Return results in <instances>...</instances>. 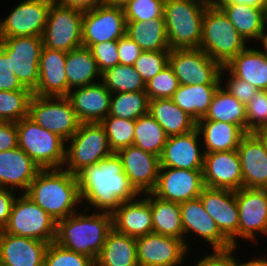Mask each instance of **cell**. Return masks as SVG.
I'll list each match as a JSON object with an SVG mask.
<instances>
[{
  "label": "cell",
  "instance_id": "cell-1",
  "mask_svg": "<svg viewBox=\"0 0 267 266\" xmlns=\"http://www.w3.org/2000/svg\"><path fill=\"white\" fill-rule=\"evenodd\" d=\"M77 176L82 205L87 204L85 208L90 207V210L112 213L121 202L131 201L139 195L130 185L115 152L97 164L87 166Z\"/></svg>",
  "mask_w": 267,
  "mask_h": 266
},
{
  "label": "cell",
  "instance_id": "cell-2",
  "mask_svg": "<svg viewBox=\"0 0 267 266\" xmlns=\"http://www.w3.org/2000/svg\"><path fill=\"white\" fill-rule=\"evenodd\" d=\"M24 194L56 222L74 214L83 206L78 176L63 168L41 169Z\"/></svg>",
  "mask_w": 267,
  "mask_h": 266
},
{
  "label": "cell",
  "instance_id": "cell-3",
  "mask_svg": "<svg viewBox=\"0 0 267 266\" xmlns=\"http://www.w3.org/2000/svg\"><path fill=\"white\" fill-rule=\"evenodd\" d=\"M82 207L83 212L79 209L57 222L55 242L95 261L108 232L113 228L112 213L94 210L90 212Z\"/></svg>",
  "mask_w": 267,
  "mask_h": 266
},
{
  "label": "cell",
  "instance_id": "cell-4",
  "mask_svg": "<svg viewBox=\"0 0 267 266\" xmlns=\"http://www.w3.org/2000/svg\"><path fill=\"white\" fill-rule=\"evenodd\" d=\"M207 7L198 0H165L163 16L170 49L199 48Z\"/></svg>",
  "mask_w": 267,
  "mask_h": 266
},
{
  "label": "cell",
  "instance_id": "cell-5",
  "mask_svg": "<svg viewBox=\"0 0 267 266\" xmlns=\"http://www.w3.org/2000/svg\"><path fill=\"white\" fill-rule=\"evenodd\" d=\"M248 45L218 6L206 8L199 48L211 59L225 66Z\"/></svg>",
  "mask_w": 267,
  "mask_h": 266
},
{
  "label": "cell",
  "instance_id": "cell-6",
  "mask_svg": "<svg viewBox=\"0 0 267 266\" xmlns=\"http://www.w3.org/2000/svg\"><path fill=\"white\" fill-rule=\"evenodd\" d=\"M18 147L40 169H60L65 162L66 141L35 123L29 116L16 122Z\"/></svg>",
  "mask_w": 267,
  "mask_h": 266
},
{
  "label": "cell",
  "instance_id": "cell-7",
  "mask_svg": "<svg viewBox=\"0 0 267 266\" xmlns=\"http://www.w3.org/2000/svg\"><path fill=\"white\" fill-rule=\"evenodd\" d=\"M66 144L63 169L74 175L113 153L100 123H80L78 131Z\"/></svg>",
  "mask_w": 267,
  "mask_h": 266
},
{
  "label": "cell",
  "instance_id": "cell-8",
  "mask_svg": "<svg viewBox=\"0 0 267 266\" xmlns=\"http://www.w3.org/2000/svg\"><path fill=\"white\" fill-rule=\"evenodd\" d=\"M18 195L2 231L48 243L55 241L57 222L24 193Z\"/></svg>",
  "mask_w": 267,
  "mask_h": 266
},
{
  "label": "cell",
  "instance_id": "cell-9",
  "mask_svg": "<svg viewBox=\"0 0 267 266\" xmlns=\"http://www.w3.org/2000/svg\"><path fill=\"white\" fill-rule=\"evenodd\" d=\"M28 116L42 128L69 140L80 126L72 104L67 97L32 95Z\"/></svg>",
  "mask_w": 267,
  "mask_h": 266
},
{
  "label": "cell",
  "instance_id": "cell-10",
  "mask_svg": "<svg viewBox=\"0 0 267 266\" xmlns=\"http://www.w3.org/2000/svg\"><path fill=\"white\" fill-rule=\"evenodd\" d=\"M169 66L179 85H221L223 66L200 48L171 49Z\"/></svg>",
  "mask_w": 267,
  "mask_h": 266
},
{
  "label": "cell",
  "instance_id": "cell-11",
  "mask_svg": "<svg viewBox=\"0 0 267 266\" xmlns=\"http://www.w3.org/2000/svg\"><path fill=\"white\" fill-rule=\"evenodd\" d=\"M84 11L51 3L42 35L43 46L69 52L82 47V19Z\"/></svg>",
  "mask_w": 267,
  "mask_h": 266
},
{
  "label": "cell",
  "instance_id": "cell-12",
  "mask_svg": "<svg viewBox=\"0 0 267 266\" xmlns=\"http://www.w3.org/2000/svg\"><path fill=\"white\" fill-rule=\"evenodd\" d=\"M0 48L8 55L11 70L21 84L33 92L39 82V59L43 49L42 37H6L0 39Z\"/></svg>",
  "mask_w": 267,
  "mask_h": 266
},
{
  "label": "cell",
  "instance_id": "cell-13",
  "mask_svg": "<svg viewBox=\"0 0 267 266\" xmlns=\"http://www.w3.org/2000/svg\"><path fill=\"white\" fill-rule=\"evenodd\" d=\"M179 207L184 243L189 251L192 250L190 244L193 242L190 239L188 241L185 235L191 234H193L192 238L197 235L196 238L200 237L202 242H207L212 252H227L233 248L231 242L220 232L215 221L203 207L200 197L180 203Z\"/></svg>",
  "mask_w": 267,
  "mask_h": 266
},
{
  "label": "cell",
  "instance_id": "cell-14",
  "mask_svg": "<svg viewBox=\"0 0 267 266\" xmlns=\"http://www.w3.org/2000/svg\"><path fill=\"white\" fill-rule=\"evenodd\" d=\"M126 34L123 6L101 4L84 11L82 19V46L119 40Z\"/></svg>",
  "mask_w": 267,
  "mask_h": 266
},
{
  "label": "cell",
  "instance_id": "cell-15",
  "mask_svg": "<svg viewBox=\"0 0 267 266\" xmlns=\"http://www.w3.org/2000/svg\"><path fill=\"white\" fill-rule=\"evenodd\" d=\"M54 0H20L7 15L0 18V39L6 37H42L51 3Z\"/></svg>",
  "mask_w": 267,
  "mask_h": 266
},
{
  "label": "cell",
  "instance_id": "cell-16",
  "mask_svg": "<svg viewBox=\"0 0 267 266\" xmlns=\"http://www.w3.org/2000/svg\"><path fill=\"white\" fill-rule=\"evenodd\" d=\"M238 205V239L256 242L259 234L267 237V189L236 190Z\"/></svg>",
  "mask_w": 267,
  "mask_h": 266
},
{
  "label": "cell",
  "instance_id": "cell-17",
  "mask_svg": "<svg viewBox=\"0 0 267 266\" xmlns=\"http://www.w3.org/2000/svg\"><path fill=\"white\" fill-rule=\"evenodd\" d=\"M204 187L202 170L160 167L151 193L160 199L180 204L199 197Z\"/></svg>",
  "mask_w": 267,
  "mask_h": 266
},
{
  "label": "cell",
  "instance_id": "cell-18",
  "mask_svg": "<svg viewBox=\"0 0 267 266\" xmlns=\"http://www.w3.org/2000/svg\"><path fill=\"white\" fill-rule=\"evenodd\" d=\"M139 266H182L190 252L182 239L149 233L136 238Z\"/></svg>",
  "mask_w": 267,
  "mask_h": 266
},
{
  "label": "cell",
  "instance_id": "cell-19",
  "mask_svg": "<svg viewBox=\"0 0 267 266\" xmlns=\"http://www.w3.org/2000/svg\"><path fill=\"white\" fill-rule=\"evenodd\" d=\"M199 197L220 232L231 242L233 247L240 246L237 240L239 218L236 191L204 187Z\"/></svg>",
  "mask_w": 267,
  "mask_h": 266
},
{
  "label": "cell",
  "instance_id": "cell-20",
  "mask_svg": "<svg viewBox=\"0 0 267 266\" xmlns=\"http://www.w3.org/2000/svg\"><path fill=\"white\" fill-rule=\"evenodd\" d=\"M130 185L139 194L151 192L159 175V157L131 145L116 152Z\"/></svg>",
  "mask_w": 267,
  "mask_h": 266
},
{
  "label": "cell",
  "instance_id": "cell-21",
  "mask_svg": "<svg viewBox=\"0 0 267 266\" xmlns=\"http://www.w3.org/2000/svg\"><path fill=\"white\" fill-rule=\"evenodd\" d=\"M203 182L205 187L239 190L243 174L237 150L204 153Z\"/></svg>",
  "mask_w": 267,
  "mask_h": 266
},
{
  "label": "cell",
  "instance_id": "cell-22",
  "mask_svg": "<svg viewBox=\"0 0 267 266\" xmlns=\"http://www.w3.org/2000/svg\"><path fill=\"white\" fill-rule=\"evenodd\" d=\"M201 141L197 128L183 135L168 137L159 157L160 167L202 170L204 150Z\"/></svg>",
  "mask_w": 267,
  "mask_h": 266
},
{
  "label": "cell",
  "instance_id": "cell-23",
  "mask_svg": "<svg viewBox=\"0 0 267 266\" xmlns=\"http://www.w3.org/2000/svg\"><path fill=\"white\" fill-rule=\"evenodd\" d=\"M243 174V187L267 189V153L262 139L246 133L237 148Z\"/></svg>",
  "mask_w": 267,
  "mask_h": 266
},
{
  "label": "cell",
  "instance_id": "cell-24",
  "mask_svg": "<svg viewBox=\"0 0 267 266\" xmlns=\"http://www.w3.org/2000/svg\"><path fill=\"white\" fill-rule=\"evenodd\" d=\"M111 96L99 81L72 89L67 98L81 123H100L109 114Z\"/></svg>",
  "mask_w": 267,
  "mask_h": 266
},
{
  "label": "cell",
  "instance_id": "cell-25",
  "mask_svg": "<svg viewBox=\"0 0 267 266\" xmlns=\"http://www.w3.org/2000/svg\"><path fill=\"white\" fill-rule=\"evenodd\" d=\"M49 243L0 230V266H44Z\"/></svg>",
  "mask_w": 267,
  "mask_h": 266
},
{
  "label": "cell",
  "instance_id": "cell-26",
  "mask_svg": "<svg viewBox=\"0 0 267 266\" xmlns=\"http://www.w3.org/2000/svg\"><path fill=\"white\" fill-rule=\"evenodd\" d=\"M67 53L43 46L39 59V82L33 95L43 97H67L65 63Z\"/></svg>",
  "mask_w": 267,
  "mask_h": 266
},
{
  "label": "cell",
  "instance_id": "cell-27",
  "mask_svg": "<svg viewBox=\"0 0 267 266\" xmlns=\"http://www.w3.org/2000/svg\"><path fill=\"white\" fill-rule=\"evenodd\" d=\"M112 226L117 232L133 238L153 233L150 203L142 195L121 202L112 212Z\"/></svg>",
  "mask_w": 267,
  "mask_h": 266
},
{
  "label": "cell",
  "instance_id": "cell-28",
  "mask_svg": "<svg viewBox=\"0 0 267 266\" xmlns=\"http://www.w3.org/2000/svg\"><path fill=\"white\" fill-rule=\"evenodd\" d=\"M41 169L19 147L0 152V187L24 193Z\"/></svg>",
  "mask_w": 267,
  "mask_h": 266
},
{
  "label": "cell",
  "instance_id": "cell-29",
  "mask_svg": "<svg viewBox=\"0 0 267 266\" xmlns=\"http://www.w3.org/2000/svg\"><path fill=\"white\" fill-rule=\"evenodd\" d=\"M248 45L224 67L235 77L258 90L267 91V53L263 48Z\"/></svg>",
  "mask_w": 267,
  "mask_h": 266
},
{
  "label": "cell",
  "instance_id": "cell-30",
  "mask_svg": "<svg viewBox=\"0 0 267 266\" xmlns=\"http://www.w3.org/2000/svg\"><path fill=\"white\" fill-rule=\"evenodd\" d=\"M218 7L248 44L250 40V44L253 41L260 44L266 31L261 7L230 2H221Z\"/></svg>",
  "mask_w": 267,
  "mask_h": 266
},
{
  "label": "cell",
  "instance_id": "cell-31",
  "mask_svg": "<svg viewBox=\"0 0 267 266\" xmlns=\"http://www.w3.org/2000/svg\"><path fill=\"white\" fill-rule=\"evenodd\" d=\"M204 153L237 150L246 134L238 125L221 121H198Z\"/></svg>",
  "mask_w": 267,
  "mask_h": 266
},
{
  "label": "cell",
  "instance_id": "cell-32",
  "mask_svg": "<svg viewBox=\"0 0 267 266\" xmlns=\"http://www.w3.org/2000/svg\"><path fill=\"white\" fill-rule=\"evenodd\" d=\"M149 114L164 129L167 137L189 133L197 126L191 116L168 98L149 100Z\"/></svg>",
  "mask_w": 267,
  "mask_h": 266
},
{
  "label": "cell",
  "instance_id": "cell-33",
  "mask_svg": "<svg viewBox=\"0 0 267 266\" xmlns=\"http://www.w3.org/2000/svg\"><path fill=\"white\" fill-rule=\"evenodd\" d=\"M65 72L69 91L101 81L97 62L90 50L83 46L67 52Z\"/></svg>",
  "mask_w": 267,
  "mask_h": 266
},
{
  "label": "cell",
  "instance_id": "cell-34",
  "mask_svg": "<svg viewBox=\"0 0 267 266\" xmlns=\"http://www.w3.org/2000/svg\"><path fill=\"white\" fill-rule=\"evenodd\" d=\"M96 261L102 266H139L136 238L112 228Z\"/></svg>",
  "mask_w": 267,
  "mask_h": 266
},
{
  "label": "cell",
  "instance_id": "cell-35",
  "mask_svg": "<svg viewBox=\"0 0 267 266\" xmlns=\"http://www.w3.org/2000/svg\"><path fill=\"white\" fill-rule=\"evenodd\" d=\"M151 205L153 233L184 241L179 204L166 201L151 192L141 194Z\"/></svg>",
  "mask_w": 267,
  "mask_h": 266
},
{
  "label": "cell",
  "instance_id": "cell-36",
  "mask_svg": "<svg viewBox=\"0 0 267 266\" xmlns=\"http://www.w3.org/2000/svg\"><path fill=\"white\" fill-rule=\"evenodd\" d=\"M199 121H221L238 125L247 133L245 106L231 95L222 85L215 91L208 112Z\"/></svg>",
  "mask_w": 267,
  "mask_h": 266
},
{
  "label": "cell",
  "instance_id": "cell-37",
  "mask_svg": "<svg viewBox=\"0 0 267 266\" xmlns=\"http://www.w3.org/2000/svg\"><path fill=\"white\" fill-rule=\"evenodd\" d=\"M126 35L130 37L142 51H170L164 17L146 22H126Z\"/></svg>",
  "mask_w": 267,
  "mask_h": 266
},
{
  "label": "cell",
  "instance_id": "cell-38",
  "mask_svg": "<svg viewBox=\"0 0 267 266\" xmlns=\"http://www.w3.org/2000/svg\"><path fill=\"white\" fill-rule=\"evenodd\" d=\"M220 85H179L170 98L181 110L196 122L208 112L212 97Z\"/></svg>",
  "mask_w": 267,
  "mask_h": 266
},
{
  "label": "cell",
  "instance_id": "cell-39",
  "mask_svg": "<svg viewBox=\"0 0 267 266\" xmlns=\"http://www.w3.org/2000/svg\"><path fill=\"white\" fill-rule=\"evenodd\" d=\"M167 138L164 129L149 113L135 120L133 145L160 157Z\"/></svg>",
  "mask_w": 267,
  "mask_h": 266
},
{
  "label": "cell",
  "instance_id": "cell-40",
  "mask_svg": "<svg viewBox=\"0 0 267 266\" xmlns=\"http://www.w3.org/2000/svg\"><path fill=\"white\" fill-rule=\"evenodd\" d=\"M149 113V98L145 90L138 92L112 93L110 116L137 120Z\"/></svg>",
  "mask_w": 267,
  "mask_h": 266
},
{
  "label": "cell",
  "instance_id": "cell-41",
  "mask_svg": "<svg viewBox=\"0 0 267 266\" xmlns=\"http://www.w3.org/2000/svg\"><path fill=\"white\" fill-rule=\"evenodd\" d=\"M102 84L111 93L138 92L146 89V83L133 66L117 64L101 73Z\"/></svg>",
  "mask_w": 267,
  "mask_h": 266
},
{
  "label": "cell",
  "instance_id": "cell-42",
  "mask_svg": "<svg viewBox=\"0 0 267 266\" xmlns=\"http://www.w3.org/2000/svg\"><path fill=\"white\" fill-rule=\"evenodd\" d=\"M30 90L0 91V120L18 122L28 116Z\"/></svg>",
  "mask_w": 267,
  "mask_h": 266
},
{
  "label": "cell",
  "instance_id": "cell-43",
  "mask_svg": "<svg viewBox=\"0 0 267 266\" xmlns=\"http://www.w3.org/2000/svg\"><path fill=\"white\" fill-rule=\"evenodd\" d=\"M100 124L104 127L110 149L117 152L133 145L135 120L106 116Z\"/></svg>",
  "mask_w": 267,
  "mask_h": 266
},
{
  "label": "cell",
  "instance_id": "cell-44",
  "mask_svg": "<svg viewBox=\"0 0 267 266\" xmlns=\"http://www.w3.org/2000/svg\"><path fill=\"white\" fill-rule=\"evenodd\" d=\"M165 0H129L124 6L126 22L157 19L163 16Z\"/></svg>",
  "mask_w": 267,
  "mask_h": 266
},
{
  "label": "cell",
  "instance_id": "cell-45",
  "mask_svg": "<svg viewBox=\"0 0 267 266\" xmlns=\"http://www.w3.org/2000/svg\"><path fill=\"white\" fill-rule=\"evenodd\" d=\"M93 263L92 258L66 249L55 241L49 243L44 256V266H92Z\"/></svg>",
  "mask_w": 267,
  "mask_h": 266
},
{
  "label": "cell",
  "instance_id": "cell-46",
  "mask_svg": "<svg viewBox=\"0 0 267 266\" xmlns=\"http://www.w3.org/2000/svg\"><path fill=\"white\" fill-rule=\"evenodd\" d=\"M178 87V79L173 69L168 65L146 83L145 91L149 100L162 98L170 99L177 91Z\"/></svg>",
  "mask_w": 267,
  "mask_h": 266
},
{
  "label": "cell",
  "instance_id": "cell-47",
  "mask_svg": "<svg viewBox=\"0 0 267 266\" xmlns=\"http://www.w3.org/2000/svg\"><path fill=\"white\" fill-rule=\"evenodd\" d=\"M170 51H142L134 62V69L145 83L169 65Z\"/></svg>",
  "mask_w": 267,
  "mask_h": 266
},
{
  "label": "cell",
  "instance_id": "cell-48",
  "mask_svg": "<svg viewBox=\"0 0 267 266\" xmlns=\"http://www.w3.org/2000/svg\"><path fill=\"white\" fill-rule=\"evenodd\" d=\"M247 133L267 129V91L259 90L245 105Z\"/></svg>",
  "mask_w": 267,
  "mask_h": 266
},
{
  "label": "cell",
  "instance_id": "cell-49",
  "mask_svg": "<svg viewBox=\"0 0 267 266\" xmlns=\"http://www.w3.org/2000/svg\"><path fill=\"white\" fill-rule=\"evenodd\" d=\"M88 49L101 73L119 64L118 40L93 44Z\"/></svg>",
  "mask_w": 267,
  "mask_h": 266
},
{
  "label": "cell",
  "instance_id": "cell-50",
  "mask_svg": "<svg viewBox=\"0 0 267 266\" xmlns=\"http://www.w3.org/2000/svg\"><path fill=\"white\" fill-rule=\"evenodd\" d=\"M224 74H226L227 78L225 77L223 79L222 76L224 77ZM223 80H225V84ZM221 85L244 106L250 102L252 96L259 91L248 82L232 75L224 66L221 70Z\"/></svg>",
  "mask_w": 267,
  "mask_h": 266
},
{
  "label": "cell",
  "instance_id": "cell-51",
  "mask_svg": "<svg viewBox=\"0 0 267 266\" xmlns=\"http://www.w3.org/2000/svg\"><path fill=\"white\" fill-rule=\"evenodd\" d=\"M29 90L11 70L8 55L0 48V91Z\"/></svg>",
  "mask_w": 267,
  "mask_h": 266
},
{
  "label": "cell",
  "instance_id": "cell-52",
  "mask_svg": "<svg viewBox=\"0 0 267 266\" xmlns=\"http://www.w3.org/2000/svg\"><path fill=\"white\" fill-rule=\"evenodd\" d=\"M142 49L126 34L118 40L119 64L133 66Z\"/></svg>",
  "mask_w": 267,
  "mask_h": 266
},
{
  "label": "cell",
  "instance_id": "cell-53",
  "mask_svg": "<svg viewBox=\"0 0 267 266\" xmlns=\"http://www.w3.org/2000/svg\"><path fill=\"white\" fill-rule=\"evenodd\" d=\"M18 147V134L15 122L0 123V152Z\"/></svg>",
  "mask_w": 267,
  "mask_h": 266
},
{
  "label": "cell",
  "instance_id": "cell-54",
  "mask_svg": "<svg viewBox=\"0 0 267 266\" xmlns=\"http://www.w3.org/2000/svg\"><path fill=\"white\" fill-rule=\"evenodd\" d=\"M19 193L9 188H0V230L7 224L13 203Z\"/></svg>",
  "mask_w": 267,
  "mask_h": 266
},
{
  "label": "cell",
  "instance_id": "cell-55",
  "mask_svg": "<svg viewBox=\"0 0 267 266\" xmlns=\"http://www.w3.org/2000/svg\"><path fill=\"white\" fill-rule=\"evenodd\" d=\"M201 256L194 266H232L231 249L227 252H211Z\"/></svg>",
  "mask_w": 267,
  "mask_h": 266
},
{
  "label": "cell",
  "instance_id": "cell-56",
  "mask_svg": "<svg viewBox=\"0 0 267 266\" xmlns=\"http://www.w3.org/2000/svg\"><path fill=\"white\" fill-rule=\"evenodd\" d=\"M57 4L81 11L92 10L103 4L102 0H54Z\"/></svg>",
  "mask_w": 267,
  "mask_h": 266
},
{
  "label": "cell",
  "instance_id": "cell-57",
  "mask_svg": "<svg viewBox=\"0 0 267 266\" xmlns=\"http://www.w3.org/2000/svg\"><path fill=\"white\" fill-rule=\"evenodd\" d=\"M240 247H233L231 248V261H232V266H267V256H257L255 258H251L248 261H241L238 260L236 257V254L234 253L237 251L236 249H239Z\"/></svg>",
  "mask_w": 267,
  "mask_h": 266
},
{
  "label": "cell",
  "instance_id": "cell-58",
  "mask_svg": "<svg viewBox=\"0 0 267 266\" xmlns=\"http://www.w3.org/2000/svg\"><path fill=\"white\" fill-rule=\"evenodd\" d=\"M221 2H230L236 4H246L254 7H261L263 8L264 0H221Z\"/></svg>",
  "mask_w": 267,
  "mask_h": 266
},
{
  "label": "cell",
  "instance_id": "cell-59",
  "mask_svg": "<svg viewBox=\"0 0 267 266\" xmlns=\"http://www.w3.org/2000/svg\"><path fill=\"white\" fill-rule=\"evenodd\" d=\"M103 4L124 6L129 0H102Z\"/></svg>",
  "mask_w": 267,
  "mask_h": 266
},
{
  "label": "cell",
  "instance_id": "cell-60",
  "mask_svg": "<svg viewBox=\"0 0 267 266\" xmlns=\"http://www.w3.org/2000/svg\"><path fill=\"white\" fill-rule=\"evenodd\" d=\"M255 133L262 139L263 144L265 146L266 153H267V129H262Z\"/></svg>",
  "mask_w": 267,
  "mask_h": 266
},
{
  "label": "cell",
  "instance_id": "cell-61",
  "mask_svg": "<svg viewBox=\"0 0 267 266\" xmlns=\"http://www.w3.org/2000/svg\"><path fill=\"white\" fill-rule=\"evenodd\" d=\"M201 3H204L207 6H218L221 3V0H198Z\"/></svg>",
  "mask_w": 267,
  "mask_h": 266
},
{
  "label": "cell",
  "instance_id": "cell-62",
  "mask_svg": "<svg viewBox=\"0 0 267 266\" xmlns=\"http://www.w3.org/2000/svg\"><path fill=\"white\" fill-rule=\"evenodd\" d=\"M263 20L265 28L267 29V0H264L263 2Z\"/></svg>",
  "mask_w": 267,
  "mask_h": 266
},
{
  "label": "cell",
  "instance_id": "cell-63",
  "mask_svg": "<svg viewBox=\"0 0 267 266\" xmlns=\"http://www.w3.org/2000/svg\"><path fill=\"white\" fill-rule=\"evenodd\" d=\"M261 45H263V49L265 50V52L267 53V29L263 35L262 41H261Z\"/></svg>",
  "mask_w": 267,
  "mask_h": 266
},
{
  "label": "cell",
  "instance_id": "cell-64",
  "mask_svg": "<svg viewBox=\"0 0 267 266\" xmlns=\"http://www.w3.org/2000/svg\"><path fill=\"white\" fill-rule=\"evenodd\" d=\"M92 266H102V265L99 264V263L95 260Z\"/></svg>",
  "mask_w": 267,
  "mask_h": 266
}]
</instances>
